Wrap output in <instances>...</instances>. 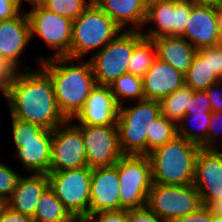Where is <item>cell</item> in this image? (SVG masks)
<instances>
[{"label":"cell","instance_id":"14","mask_svg":"<svg viewBox=\"0 0 222 222\" xmlns=\"http://www.w3.org/2000/svg\"><path fill=\"white\" fill-rule=\"evenodd\" d=\"M76 126L82 132L89 168L115 165L124 155L119 146L117 126Z\"/></svg>","mask_w":222,"mask_h":222},{"label":"cell","instance_id":"13","mask_svg":"<svg viewBox=\"0 0 222 222\" xmlns=\"http://www.w3.org/2000/svg\"><path fill=\"white\" fill-rule=\"evenodd\" d=\"M72 122L67 120L52 130L50 171L88 166L82 132Z\"/></svg>","mask_w":222,"mask_h":222},{"label":"cell","instance_id":"51","mask_svg":"<svg viewBox=\"0 0 222 222\" xmlns=\"http://www.w3.org/2000/svg\"><path fill=\"white\" fill-rule=\"evenodd\" d=\"M6 205V201H4L1 197H0V213L3 209V207Z\"/></svg>","mask_w":222,"mask_h":222},{"label":"cell","instance_id":"8","mask_svg":"<svg viewBox=\"0 0 222 222\" xmlns=\"http://www.w3.org/2000/svg\"><path fill=\"white\" fill-rule=\"evenodd\" d=\"M115 165L120 185V210L145 207L153 184L148 155L124 154Z\"/></svg>","mask_w":222,"mask_h":222},{"label":"cell","instance_id":"41","mask_svg":"<svg viewBox=\"0 0 222 222\" xmlns=\"http://www.w3.org/2000/svg\"><path fill=\"white\" fill-rule=\"evenodd\" d=\"M221 83L222 81L220 80L205 90L209 98L212 112H222V95L219 92L220 90L218 91L219 88H222Z\"/></svg>","mask_w":222,"mask_h":222},{"label":"cell","instance_id":"10","mask_svg":"<svg viewBox=\"0 0 222 222\" xmlns=\"http://www.w3.org/2000/svg\"><path fill=\"white\" fill-rule=\"evenodd\" d=\"M49 187L73 216L89 215L92 168L50 171Z\"/></svg>","mask_w":222,"mask_h":222},{"label":"cell","instance_id":"50","mask_svg":"<svg viewBox=\"0 0 222 222\" xmlns=\"http://www.w3.org/2000/svg\"><path fill=\"white\" fill-rule=\"evenodd\" d=\"M217 46L222 48V32H220L219 34Z\"/></svg>","mask_w":222,"mask_h":222},{"label":"cell","instance_id":"22","mask_svg":"<svg viewBox=\"0 0 222 222\" xmlns=\"http://www.w3.org/2000/svg\"><path fill=\"white\" fill-rule=\"evenodd\" d=\"M122 30L134 23L127 30L141 31L147 16L144 0H93Z\"/></svg>","mask_w":222,"mask_h":222},{"label":"cell","instance_id":"46","mask_svg":"<svg viewBox=\"0 0 222 222\" xmlns=\"http://www.w3.org/2000/svg\"><path fill=\"white\" fill-rule=\"evenodd\" d=\"M0 91L3 93L4 97L7 98L8 84L0 77Z\"/></svg>","mask_w":222,"mask_h":222},{"label":"cell","instance_id":"26","mask_svg":"<svg viewBox=\"0 0 222 222\" xmlns=\"http://www.w3.org/2000/svg\"><path fill=\"white\" fill-rule=\"evenodd\" d=\"M219 81L210 69L209 56H201L196 52L192 65L185 74V85L193 91H205Z\"/></svg>","mask_w":222,"mask_h":222},{"label":"cell","instance_id":"35","mask_svg":"<svg viewBox=\"0 0 222 222\" xmlns=\"http://www.w3.org/2000/svg\"><path fill=\"white\" fill-rule=\"evenodd\" d=\"M89 216L95 222H128V210H110L91 213Z\"/></svg>","mask_w":222,"mask_h":222},{"label":"cell","instance_id":"25","mask_svg":"<svg viewBox=\"0 0 222 222\" xmlns=\"http://www.w3.org/2000/svg\"><path fill=\"white\" fill-rule=\"evenodd\" d=\"M194 91L185 84L174 93L167 95L159 101L161 114L175 124L189 114V102Z\"/></svg>","mask_w":222,"mask_h":222},{"label":"cell","instance_id":"24","mask_svg":"<svg viewBox=\"0 0 222 222\" xmlns=\"http://www.w3.org/2000/svg\"><path fill=\"white\" fill-rule=\"evenodd\" d=\"M73 215L48 186L41 194L33 222H71Z\"/></svg>","mask_w":222,"mask_h":222},{"label":"cell","instance_id":"33","mask_svg":"<svg viewBox=\"0 0 222 222\" xmlns=\"http://www.w3.org/2000/svg\"><path fill=\"white\" fill-rule=\"evenodd\" d=\"M201 56H209V66L213 74L222 81V48L216 46L197 49Z\"/></svg>","mask_w":222,"mask_h":222},{"label":"cell","instance_id":"20","mask_svg":"<svg viewBox=\"0 0 222 222\" xmlns=\"http://www.w3.org/2000/svg\"><path fill=\"white\" fill-rule=\"evenodd\" d=\"M31 41L30 25L26 13L0 21V55L19 67V57Z\"/></svg>","mask_w":222,"mask_h":222},{"label":"cell","instance_id":"45","mask_svg":"<svg viewBox=\"0 0 222 222\" xmlns=\"http://www.w3.org/2000/svg\"><path fill=\"white\" fill-rule=\"evenodd\" d=\"M71 222H95L89 215L73 216Z\"/></svg>","mask_w":222,"mask_h":222},{"label":"cell","instance_id":"4","mask_svg":"<svg viewBox=\"0 0 222 222\" xmlns=\"http://www.w3.org/2000/svg\"><path fill=\"white\" fill-rule=\"evenodd\" d=\"M123 31L94 1L72 21V40L67 57L82 59L102 49Z\"/></svg>","mask_w":222,"mask_h":222},{"label":"cell","instance_id":"11","mask_svg":"<svg viewBox=\"0 0 222 222\" xmlns=\"http://www.w3.org/2000/svg\"><path fill=\"white\" fill-rule=\"evenodd\" d=\"M30 25V37H41L47 46L55 50L52 57H65L70 53L72 40V20L53 13L44 6L32 5L27 12Z\"/></svg>","mask_w":222,"mask_h":222},{"label":"cell","instance_id":"18","mask_svg":"<svg viewBox=\"0 0 222 222\" xmlns=\"http://www.w3.org/2000/svg\"><path fill=\"white\" fill-rule=\"evenodd\" d=\"M119 187L116 165L92 168L89 214L120 210Z\"/></svg>","mask_w":222,"mask_h":222},{"label":"cell","instance_id":"16","mask_svg":"<svg viewBox=\"0 0 222 222\" xmlns=\"http://www.w3.org/2000/svg\"><path fill=\"white\" fill-rule=\"evenodd\" d=\"M119 105L110 86L96 85L85 100L84 105L71 119H77L79 124L86 126H117Z\"/></svg>","mask_w":222,"mask_h":222},{"label":"cell","instance_id":"40","mask_svg":"<svg viewBox=\"0 0 222 222\" xmlns=\"http://www.w3.org/2000/svg\"><path fill=\"white\" fill-rule=\"evenodd\" d=\"M20 7L18 0H0V21L18 16L21 13Z\"/></svg>","mask_w":222,"mask_h":222},{"label":"cell","instance_id":"42","mask_svg":"<svg viewBox=\"0 0 222 222\" xmlns=\"http://www.w3.org/2000/svg\"><path fill=\"white\" fill-rule=\"evenodd\" d=\"M0 222H33V220L5 205L0 213Z\"/></svg>","mask_w":222,"mask_h":222},{"label":"cell","instance_id":"2","mask_svg":"<svg viewBox=\"0 0 222 222\" xmlns=\"http://www.w3.org/2000/svg\"><path fill=\"white\" fill-rule=\"evenodd\" d=\"M39 60V65L53 79L54 95L60 112L67 120H71L97 85L90 61L83 62L82 59L67 56H48ZM73 60L82 62L75 64Z\"/></svg>","mask_w":222,"mask_h":222},{"label":"cell","instance_id":"36","mask_svg":"<svg viewBox=\"0 0 222 222\" xmlns=\"http://www.w3.org/2000/svg\"><path fill=\"white\" fill-rule=\"evenodd\" d=\"M212 112L206 91H194L189 102V114Z\"/></svg>","mask_w":222,"mask_h":222},{"label":"cell","instance_id":"52","mask_svg":"<svg viewBox=\"0 0 222 222\" xmlns=\"http://www.w3.org/2000/svg\"><path fill=\"white\" fill-rule=\"evenodd\" d=\"M196 2H212L213 0H194Z\"/></svg>","mask_w":222,"mask_h":222},{"label":"cell","instance_id":"23","mask_svg":"<svg viewBox=\"0 0 222 222\" xmlns=\"http://www.w3.org/2000/svg\"><path fill=\"white\" fill-rule=\"evenodd\" d=\"M152 40L155 43L157 58L185 75L197 50L181 36H165Z\"/></svg>","mask_w":222,"mask_h":222},{"label":"cell","instance_id":"19","mask_svg":"<svg viewBox=\"0 0 222 222\" xmlns=\"http://www.w3.org/2000/svg\"><path fill=\"white\" fill-rule=\"evenodd\" d=\"M184 84V74L157 58L143 77L144 99L160 101Z\"/></svg>","mask_w":222,"mask_h":222},{"label":"cell","instance_id":"17","mask_svg":"<svg viewBox=\"0 0 222 222\" xmlns=\"http://www.w3.org/2000/svg\"><path fill=\"white\" fill-rule=\"evenodd\" d=\"M219 34L215 3L196 2L192 6L189 20L181 37L197 50L202 47L216 46Z\"/></svg>","mask_w":222,"mask_h":222},{"label":"cell","instance_id":"3","mask_svg":"<svg viewBox=\"0 0 222 222\" xmlns=\"http://www.w3.org/2000/svg\"><path fill=\"white\" fill-rule=\"evenodd\" d=\"M201 147L176 136L148 155L152 182L162 185L193 184L195 159Z\"/></svg>","mask_w":222,"mask_h":222},{"label":"cell","instance_id":"34","mask_svg":"<svg viewBox=\"0 0 222 222\" xmlns=\"http://www.w3.org/2000/svg\"><path fill=\"white\" fill-rule=\"evenodd\" d=\"M222 131V112H212L207 131V149H217L216 138Z\"/></svg>","mask_w":222,"mask_h":222},{"label":"cell","instance_id":"47","mask_svg":"<svg viewBox=\"0 0 222 222\" xmlns=\"http://www.w3.org/2000/svg\"><path fill=\"white\" fill-rule=\"evenodd\" d=\"M210 222H222V216L213 213L211 210V221Z\"/></svg>","mask_w":222,"mask_h":222},{"label":"cell","instance_id":"21","mask_svg":"<svg viewBox=\"0 0 222 222\" xmlns=\"http://www.w3.org/2000/svg\"><path fill=\"white\" fill-rule=\"evenodd\" d=\"M49 186L47 174L33 173L30 177L20 176L16 188L6 205L33 219L41 194Z\"/></svg>","mask_w":222,"mask_h":222},{"label":"cell","instance_id":"44","mask_svg":"<svg viewBox=\"0 0 222 222\" xmlns=\"http://www.w3.org/2000/svg\"><path fill=\"white\" fill-rule=\"evenodd\" d=\"M210 208L213 213L222 216V199L215 201Z\"/></svg>","mask_w":222,"mask_h":222},{"label":"cell","instance_id":"15","mask_svg":"<svg viewBox=\"0 0 222 222\" xmlns=\"http://www.w3.org/2000/svg\"><path fill=\"white\" fill-rule=\"evenodd\" d=\"M193 184L203 205L222 199V151L200 149L195 159Z\"/></svg>","mask_w":222,"mask_h":222},{"label":"cell","instance_id":"37","mask_svg":"<svg viewBox=\"0 0 222 222\" xmlns=\"http://www.w3.org/2000/svg\"><path fill=\"white\" fill-rule=\"evenodd\" d=\"M128 222H165L147 206L128 210Z\"/></svg>","mask_w":222,"mask_h":222},{"label":"cell","instance_id":"27","mask_svg":"<svg viewBox=\"0 0 222 222\" xmlns=\"http://www.w3.org/2000/svg\"><path fill=\"white\" fill-rule=\"evenodd\" d=\"M156 59L155 43L151 39L143 38L132 51L128 73L143 78Z\"/></svg>","mask_w":222,"mask_h":222},{"label":"cell","instance_id":"1","mask_svg":"<svg viewBox=\"0 0 222 222\" xmlns=\"http://www.w3.org/2000/svg\"><path fill=\"white\" fill-rule=\"evenodd\" d=\"M7 102L11 116L49 130L65 123L54 95L53 79L40 66L39 71L29 66L8 85Z\"/></svg>","mask_w":222,"mask_h":222},{"label":"cell","instance_id":"9","mask_svg":"<svg viewBox=\"0 0 222 222\" xmlns=\"http://www.w3.org/2000/svg\"><path fill=\"white\" fill-rule=\"evenodd\" d=\"M199 191L194 184L162 185L153 183L146 206L165 222L193 213L201 207Z\"/></svg>","mask_w":222,"mask_h":222},{"label":"cell","instance_id":"12","mask_svg":"<svg viewBox=\"0 0 222 222\" xmlns=\"http://www.w3.org/2000/svg\"><path fill=\"white\" fill-rule=\"evenodd\" d=\"M195 3L194 0H172L148 5L144 26L154 22L156 28H149L148 33H142L143 37L152 40L165 36H181Z\"/></svg>","mask_w":222,"mask_h":222},{"label":"cell","instance_id":"31","mask_svg":"<svg viewBox=\"0 0 222 222\" xmlns=\"http://www.w3.org/2000/svg\"><path fill=\"white\" fill-rule=\"evenodd\" d=\"M93 0H51L44 7L74 21Z\"/></svg>","mask_w":222,"mask_h":222},{"label":"cell","instance_id":"39","mask_svg":"<svg viewBox=\"0 0 222 222\" xmlns=\"http://www.w3.org/2000/svg\"><path fill=\"white\" fill-rule=\"evenodd\" d=\"M211 208L207 205H202L193 213H189L183 217L176 218L173 222H210Z\"/></svg>","mask_w":222,"mask_h":222},{"label":"cell","instance_id":"7","mask_svg":"<svg viewBox=\"0 0 222 222\" xmlns=\"http://www.w3.org/2000/svg\"><path fill=\"white\" fill-rule=\"evenodd\" d=\"M143 31H121L91 57L90 64L97 85L110 86L121 75L128 73L134 47L144 38Z\"/></svg>","mask_w":222,"mask_h":222},{"label":"cell","instance_id":"29","mask_svg":"<svg viewBox=\"0 0 222 222\" xmlns=\"http://www.w3.org/2000/svg\"><path fill=\"white\" fill-rule=\"evenodd\" d=\"M111 92L119 106L124 103L123 98H134L139 101L144 99L143 78L131 73H125L110 85ZM122 98V99H121Z\"/></svg>","mask_w":222,"mask_h":222},{"label":"cell","instance_id":"28","mask_svg":"<svg viewBox=\"0 0 222 222\" xmlns=\"http://www.w3.org/2000/svg\"><path fill=\"white\" fill-rule=\"evenodd\" d=\"M212 112L186 114L177 124V135L199 145L202 149H207V131ZM196 122L199 124L200 132L197 133V128L193 127L191 130L185 122ZM190 122V123H191ZM193 122V124H194ZM189 124V123H188ZM188 127V128H187ZM191 128V127H190ZM196 133H195V132Z\"/></svg>","mask_w":222,"mask_h":222},{"label":"cell","instance_id":"6","mask_svg":"<svg viewBox=\"0 0 222 222\" xmlns=\"http://www.w3.org/2000/svg\"><path fill=\"white\" fill-rule=\"evenodd\" d=\"M16 154L25 170L48 174L51 164L52 130L11 116Z\"/></svg>","mask_w":222,"mask_h":222},{"label":"cell","instance_id":"43","mask_svg":"<svg viewBox=\"0 0 222 222\" xmlns=\"http://www.w3.org/2000/svg\"><path fill=\"white\" fill-rule=\"evenodd\" d=\"M215 12L218 19L219 31L222 32V4L215 3Z\"/></svg>","mask_w":222,"mask_h":222},{"label":"cell","instance_id":"54","mask_svg":"<svg viewBox=\"0 0 222 222\" xmlns=\"http://www.w3.org/2000/svg\"><path fill=\"white\" fill-rule=\"evenodd\" d=\"M18 1L22 4V0H18ZM25 1L31 4L34 0H25Z\"/></svg>","mask_w":222,"mask_h":222},{"label":"cell","instance_id":"53","mask_svg":"<svg viewBox=\"0 0 222 222\" xmlns=\"http://www.w3.org/2000/svg\"><path fill=\"white\" fill-rule=\"evenodd\" d=\"M212 2L216 4H222V0H213Z\"/></svg>","mask_w":222,"mask_h":222},{"label":"cell","instance_id":"5","mask_svg":"<svg viewBox=\"0 0 222 222\" xmlns=\"http://www.w3.org/2000/svg\"><path fill=\"white\" fill-rule=\"evenodd\" d=\"M137 105L119 106L117 130L123 154L147 155V134L161 115L159 101L143 99Z\"/></svg>","mask_w":222,"mask_h":222},{"label":"cell","instance_id":"48","mask_svg":"<svg viewBox=\"0 0 222 222\" xmlns=\"http://www.w3.org/2000/svg\"><path fill=\"white\" fill-rule=\"evenodd\" d=\"M51 0H34L31 5L45 6Z\"/></svg>","mask_w":222,"mask_h":222},{"label":"cell","instance_id":"49","mask_svg":"<svg viewBox=\"0 0 222 222\" xmlns=\"http://www.w3.org/2000/svg\"><path fill=\"white\" fill-rule=\"evenodd\" d=\"M146 5H150V4H153V3H156V2H163V1H172V0H144Z\"/></svg>","mask_w":222,"mask_h":222},{"label":"cell","instance_id":"30","mask_svg":"<svg viewBox=\"0 0 222 222\" xmlns=\"http://www.w3.org/2000/svg\"><path fill=\"white\" fill-rule=\"evenodd\" d=\"M177 136V124L167 120L162 114L153 121L150 134H147V154L163 146Z\"/></svg>","mask_w":222,"mask_h":222},{"label":"cell","instance_id":"32","mask_svg":"<svg viewBox=\"0 0 222 222\" xmlns=\"http://www.w3.org/2000/svg\"><path fill=\"white\" fill-rule=\"evenodd\" d=\"M20 176V174L0 161V197L4 201L11 197Z\"/></svg>","mask_w":222,"mask_h":222},{"label":"cell","instance_id":"38","mask_svg":"<svg viewBox=\"0 0 222 222\" xmlns=\"http://www.w3.org/2000/svg\"><path fill=\"white\" fill-rule=\"evenodd\" d=\"M18 66L10 59L0 55V77L9 85L15 81L20 74Z\"/></svg>","mask_w":222,"mask_h":222}]
</instances>
